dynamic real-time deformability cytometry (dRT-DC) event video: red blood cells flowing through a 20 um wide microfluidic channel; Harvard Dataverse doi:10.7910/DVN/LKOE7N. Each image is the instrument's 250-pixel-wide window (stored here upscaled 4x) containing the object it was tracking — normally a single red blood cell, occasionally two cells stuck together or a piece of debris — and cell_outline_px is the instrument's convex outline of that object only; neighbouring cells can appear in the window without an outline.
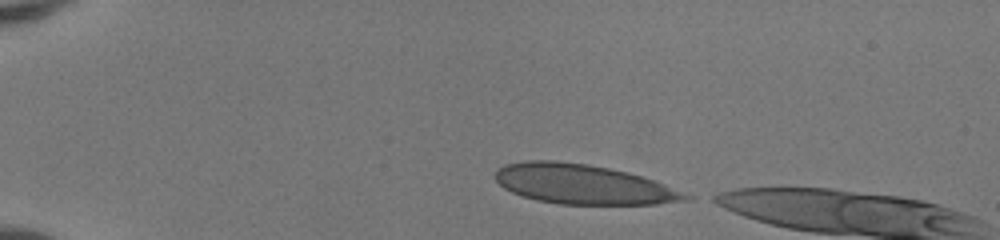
{"species": "human", "species_latin": "Homo sapiens", "temperature_condition": "room temperature", "stored_images_in_passage": 7, "camera_frame_rate_fps": 3000, "um_per_image_px": 0.085, "donor": {"sex": "female"}, "frame": {"image": 1, "passage_image": 1, "time_ms": 0.0, "image_size_px": [1000, 240], "cell_outline_px": [[692, 200], [656, 204], [560, 204], [536, 200], [520, 196], [504, 188], [496, 180], [496, 168], [504, 164], [524, 160], [556, 160], [588, 164], [628, 172], [656, 180], [692, 196]], "centroid_in_image_um": [49.56, 15.66], "position_along_channel_um": 35.4, "area_um2": 44.27}}